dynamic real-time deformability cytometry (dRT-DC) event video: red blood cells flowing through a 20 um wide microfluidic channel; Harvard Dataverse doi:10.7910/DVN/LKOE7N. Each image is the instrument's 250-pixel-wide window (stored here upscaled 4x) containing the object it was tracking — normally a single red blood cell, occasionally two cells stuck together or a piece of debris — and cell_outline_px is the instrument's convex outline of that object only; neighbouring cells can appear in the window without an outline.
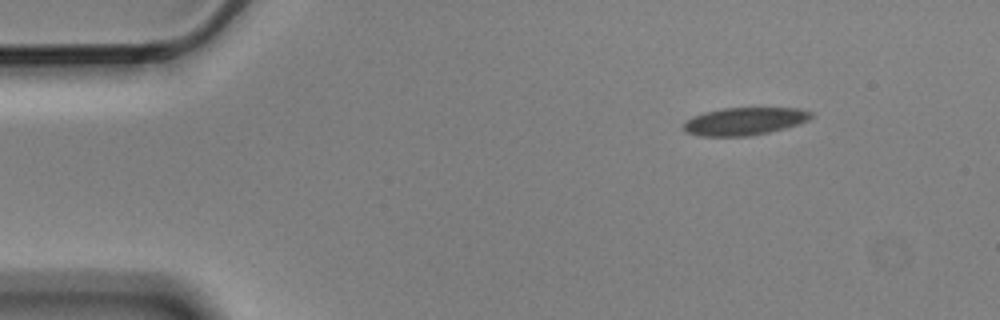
{"species": "Egyptian fruit bat (a non-hibernating species)", "species_latin": "Rousettus aegyptiacus", "temperature_condition": "cold", "stored_images_in_passage": 4, "segment_of_instrument_passage": [1, 2], "camera_frame_rate_fps": 3000, "um_per_image_px": 0.085, "animal": {"sex": "male"}, "frame": {"image": 1, "passage_image": 1, "time_ms": 0.0, "image_size_px": [1000, 320], "cell_outline_px": [[812, 116], [808, 120], [800, 124], [768, 132], [748, 136], [700, 136], [684, 132], [684, 120], [692, 116], [704, 112], [724, 108], [796, 108], [812, 112]], "centroid_in_image_um": [63.24, 10.31], "position_along_channel_um": 21.8, "area_um2": 20.58}}